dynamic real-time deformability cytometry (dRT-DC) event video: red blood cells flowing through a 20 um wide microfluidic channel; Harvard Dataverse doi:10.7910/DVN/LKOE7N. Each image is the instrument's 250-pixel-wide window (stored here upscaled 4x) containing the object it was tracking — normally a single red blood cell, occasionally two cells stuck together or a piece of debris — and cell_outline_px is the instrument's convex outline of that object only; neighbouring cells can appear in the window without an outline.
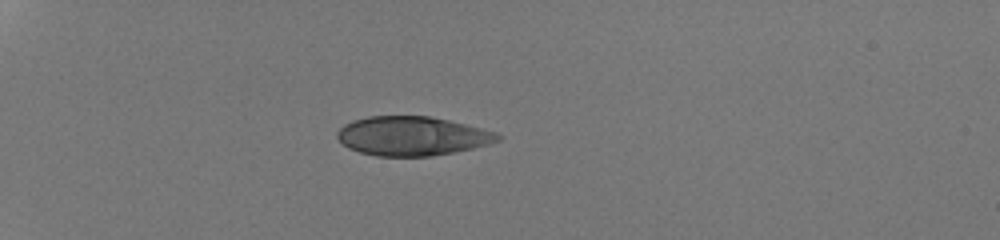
{"species": "human", "species_latin": "Homo sapiens", "temperature_condition": "room temperature", "stored_images_in_passage": 36, "camera_frame_rate_fps": 3000, "um_per_image_px": 0.085, "donor": {"sex": "male"}, "frame": {"image": 1, "passage_image": 1, "time_ms": 0.0, "image_size_px": [1000, 240], "cell_outline_px": [[504, 136], [500, 140], [488, 144], [472, 148], [452, 152], [428, 156], [376, 156], [360, 152], [348, 148], [336, 136], [336, 132], [344, 124], [352, 120], [368, 116], [428, 116], [448, 120], [496, 132]], "centroid_in_image_um": [35.01, 11.56], "position_along_channel_um": 50.0, "area_um2": 36.41}}
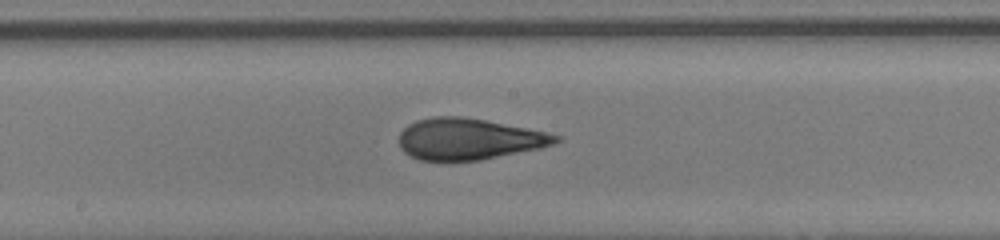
{"frame": {"image": 2, "passage_image": 16, "time_ms": 5.0, "image_size_px": [1000, 240], "cell_outline_px": [[560, 140], [556, 144], [540, 148], [480, 160], [420, 160], [408, 156], [400, 148], [400, 132], [408, 124], [416, 120], [432, 116], [464, 116], [544, 132], [560, 136]], "centroid_in_image_um": [39.8, 11.81], "position_along_channel_um": 208.4, "area_um2": 37.51}}
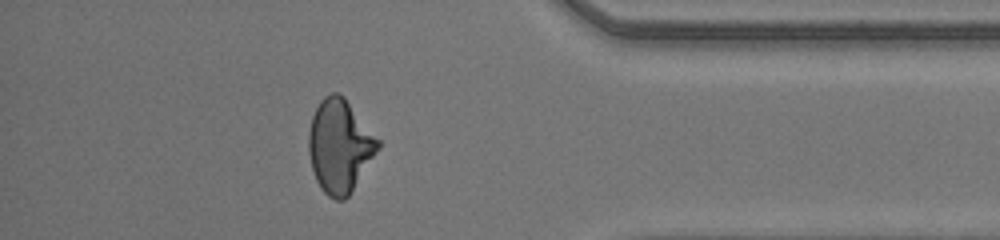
{"frame": {"image": 3, "passage_image": 31, "time_ms": 10.0, "image_size_px": [1000, 240], "cell_outline_px": [[380, 148], [348, 196], [344, 200], [336, 200], [328, 196], [320, 188], [316, 180], [312, 168], [308, 152], [308, 132], [312, 116], [320, 100], [324, 96], [332, 92], [340, 92], [344, 96], [380, 140]], "centroid_in_image_um": [28.87, 12.39], "position_along_channel_um": 406.3, "area_um2": 37.74}, "authors_computed_cell_mechanics": {"area_um2": 37.7723, "velocity_mm_per_s": 4.2792, "shape_relaxation_time_tau1_ms": 9.0872, "shape_relaxation_time_tau2_ms": 0.9302, "deformation_change_tau1": 0.2594, "deformation_change_tau2": 0.0716}}